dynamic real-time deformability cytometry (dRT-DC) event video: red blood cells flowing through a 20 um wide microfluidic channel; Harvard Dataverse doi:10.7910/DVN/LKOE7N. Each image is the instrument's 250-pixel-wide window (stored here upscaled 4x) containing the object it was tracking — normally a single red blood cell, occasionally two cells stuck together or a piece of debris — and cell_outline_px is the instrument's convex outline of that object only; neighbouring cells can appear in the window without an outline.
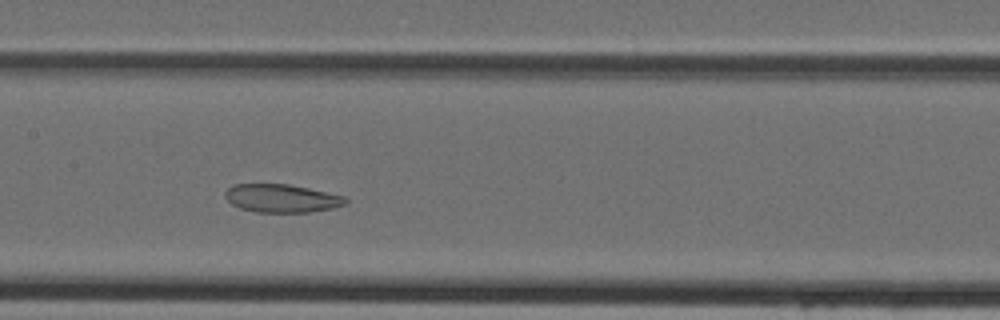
{"species": "Egyptian fruit bat (a non-hibernating species)", "species_latin": "Rousettus aegyptiacus", "temperature_condition": "cold", "stored_images_in_passage": 38, "camera_frame_rate_fps": 3000, "um_per_image_px": 0.085, "animal": {"sex": "female"}, "frame": {"image": 1, "passage_image": 15, "time_ms": 4.667, "image_size_px": [1000, 320], "cell_outline_px": [[348, 200], [344, 204], [332, 208], [308, 212], [256, 212], [240, 208], [232, 204], [224, 196], [224, 192], [232, 184], [288, 184], [308, 188], [344, 196]], "centroid_in_image_um": [23.9, 16.85], "position_along_channel_um": 183.5, "area_um2": 19.65}}
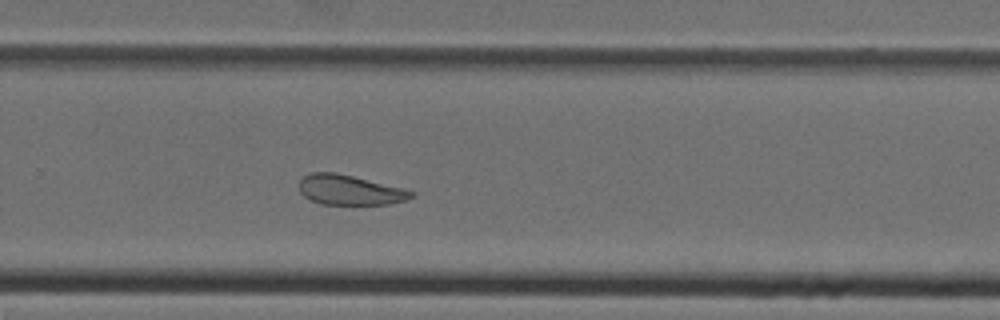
{"frame": {"image": 2, "passage_image": 23, "time_ms": 7.333, "image_size_px": [1000, 320], "cell_outline_px": [[416, 192], [412, 196], [404, 200], [388, 204], [320, 204], [304, 196], [300, 192], [300, 180], [304, 176], [312, 172], [336, 172]], "centroid_in_image_um": [29.68, 16.15], "position_along_channel_um": 300.1, "area_um2": 19.13}}
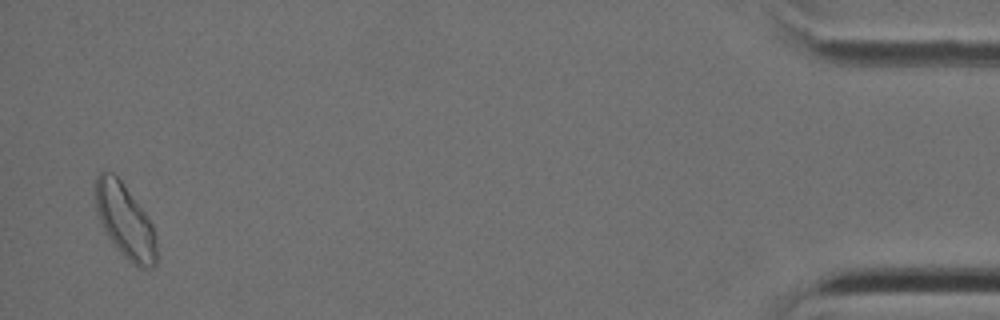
{"frame": {"image": 3, "passage_image": 37, "time_ms": 12.0, "image_size_px": [1000, 320], "cell_outline_px": [[156, 264], [152, 268], [140, 268], [128, 260], [108, 236], [100, 220], [96, 208], [96, 176], [100, 172], [112, 172], [120, 180], [144, 212], [152, 224], [156, 240]], "centroid_in_image_um": [10.64, 18.8], "position_along_channel_um": 424.6, "area_um2": 25.61}}